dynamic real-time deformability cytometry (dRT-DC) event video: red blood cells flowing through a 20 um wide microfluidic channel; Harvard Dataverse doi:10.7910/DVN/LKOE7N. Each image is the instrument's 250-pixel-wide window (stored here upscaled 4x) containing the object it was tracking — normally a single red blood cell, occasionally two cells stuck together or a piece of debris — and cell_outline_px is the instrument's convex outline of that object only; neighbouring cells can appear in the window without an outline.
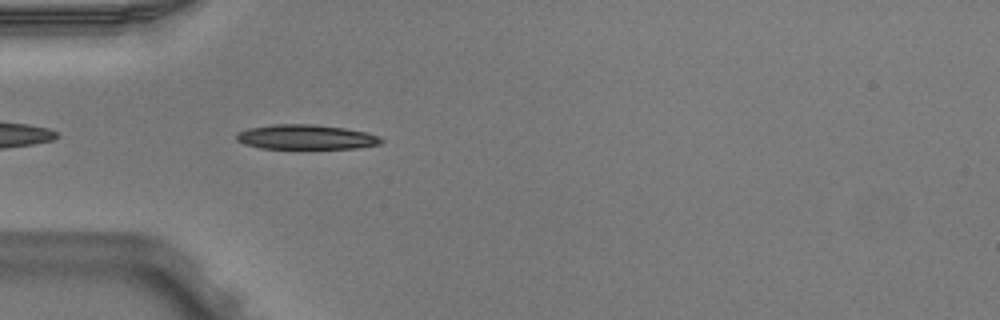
{"species": "Egyptian fruit bat (a non-hibernating species)", "species_latin": "Rousettus aegyptiacus", "temperature_condition": "warm", "stored_images_in_passage": 3, "camera_frame_rate_fps": 3000, "um_per_image_px": 0.085, "animal": {"sex": "male"}, "frame": {"image": 1, "passage_image": 3, "time_ms": 0.667, "image_size_px": [1000, 320], "cell_outline_px": [[384, 140], [380, 144], [356, 148], [260, 148], [244, 144], [236, 140], [236, 132], [248, 128], [272, 124], [316, 124], [344, 128], [364, 132], [380, 136]], "centroid_in_image_um": [25.98, 11.64], "position_along_channel_um": 59.0, "area_um2": 20.87}}